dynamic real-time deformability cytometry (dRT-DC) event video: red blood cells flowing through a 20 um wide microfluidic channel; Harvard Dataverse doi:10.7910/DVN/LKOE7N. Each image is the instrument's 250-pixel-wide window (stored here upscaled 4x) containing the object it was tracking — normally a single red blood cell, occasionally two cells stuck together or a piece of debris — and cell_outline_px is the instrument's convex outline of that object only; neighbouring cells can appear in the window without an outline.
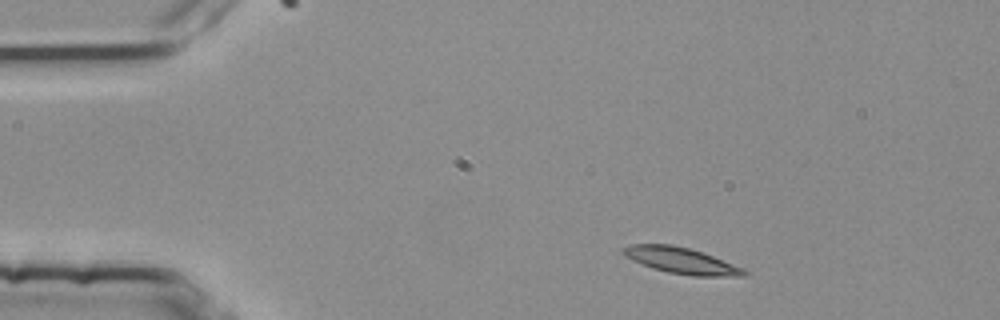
{"species": "common noctule bat (a hibernating species)", "species_latin": "Nyctalus noctula", "temperature_condition": "room temperature", "stored_images_in_passage": 3, "camera_frame_rate_fps": 3000, "um_per_image_px": 0.085, "animal": {"sex": "female", "body_mass_g": 25.1}, "frame": {"image": 1, "passage_image": 1, "time_ms": 0.0, "image_size_px": [1000, 320], "cell_outline_px": [[748, 272], [744, 276], [692, 276], [668, 272], [652, 268], [632, 260], [624, 256], [620, 252], [620, 248], [632, 244], [672, 244], [704, 252], [744, 268]], "centroid_in_image_um": [57.88, 22.14], "position_along_channel_um": 27.1, "area_um2": 18.61}}
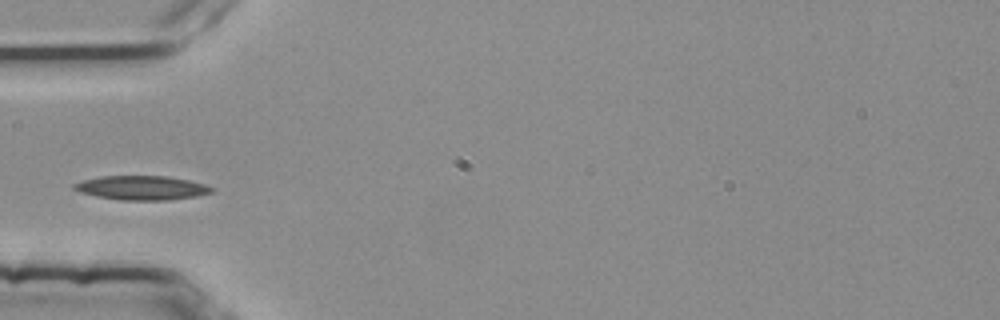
{"frame": {"image": 2, "passage_image": 3, "time_ms": 0.667, "image_size_px": [1000, 320], "cell_outline_px": [[212, 192], [196, 196], [168, 200], [120, 200], [96, 196], [80, 192], [72, 188], [72, 184], [84, 180], [104, 176], [168, 176], [188, 180], [204, 184], [212, 188]], "centroid_in_image_um": [12.02, 15.96], "position_along_channel_um": 73.0, "area_um2": 19.19}}